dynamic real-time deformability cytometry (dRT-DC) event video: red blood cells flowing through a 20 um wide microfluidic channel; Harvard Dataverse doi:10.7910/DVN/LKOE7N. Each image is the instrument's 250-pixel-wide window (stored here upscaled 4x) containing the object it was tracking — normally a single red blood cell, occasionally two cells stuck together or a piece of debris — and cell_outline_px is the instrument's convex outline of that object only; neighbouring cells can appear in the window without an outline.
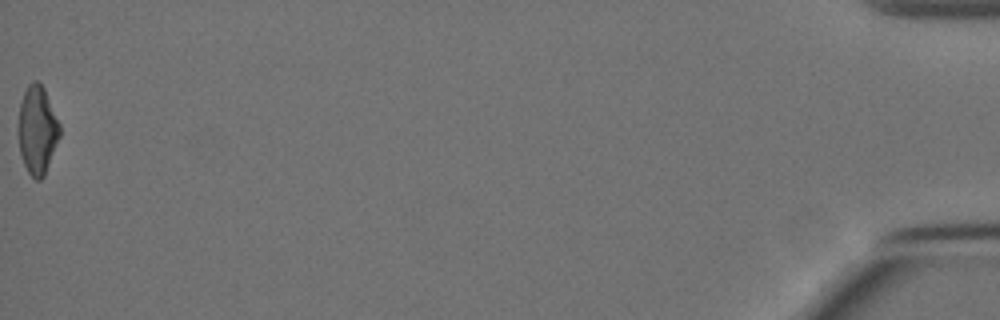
{"species": "Egyptian fruit bat (a non-hibernating species)", "species_latin": "Rousettus aegyptiacus", "temperature_condition": "cold", "stored_images_in_passage": 15, "camera_frame_rate_fps": 3000, "um_per_image_px": 0.085, "animal": {"sex": "female"}, "frame": {"image": 1, "passage_image": 15, "time_ms": 17.0, "image_size_px": [1000, 320], "cell_outline_px": [[60, 136], [44, 176], [40, 180], [36, 180], [28, 172], [24, 164], [20, 152], [16, 128], [20, 104], [24, 92], [28, 84], [32, 80], [36, 80], [44, 88], [60, 124]], "centroid_in_image_um": [3.15, 11.04], "position_along_channel_um": 432.1, "area_um2": 21.5}, "authors_computed_cell_mechanics": {"area_um2": 21.3282, "velocity_mm_per_s": 3.4993, "shape_relaxation_time_tau1_ms": 7.1418, "shape_relaxation_time_tau2_ms": 4.245, "deformation_change_tau1": 0.1972, "deformation_change_tau2": 0.1481}}